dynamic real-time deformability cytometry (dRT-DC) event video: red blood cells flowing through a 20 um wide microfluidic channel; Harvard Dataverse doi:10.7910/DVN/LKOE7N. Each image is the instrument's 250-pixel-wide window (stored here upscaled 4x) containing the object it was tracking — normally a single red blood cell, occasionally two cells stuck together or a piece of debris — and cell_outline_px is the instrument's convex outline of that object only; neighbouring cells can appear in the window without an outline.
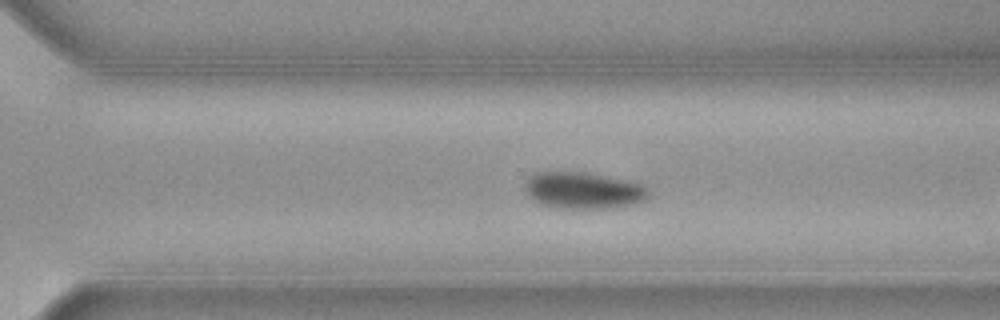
{"species": "common noctule bat (a hibernating species)", "species_latin": "Nyctalus noctula", "temperature_condition": "cold", "stored_images_in_passage": 34, "camera_frame_rate_fps": 3000, "um_per_image_px": 0.085, "animal": {"sex": "female", "body_mass_g": 19.3, "forearm_length_mm": 54.1}, "frame": {"image": 1, "passage_image": 25, "time_ms": 8.0, "image_size_px": [1000, 320], "cell_outline_px": [[652, 192], [644, 200], [632, 204], [608, 208], [552, 208], [540, 204], [532, 200], [528, 196], [524, 188], [524, 184], [532, 176], [540, 172], [580, 172], [624, 180], [640, 184], [648, 188]], "centroid_in_image_um": [49.55, 16.21], "position_along_channel_um": 321.0, "area_um2": 26.13}}
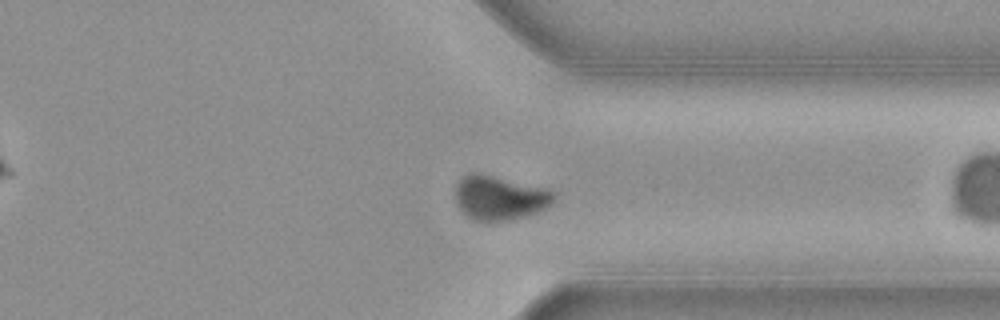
{"frame": {"image": 2, "passage_image": 29, "time_ms": 9.333, "image_size_px": [1000, 320], "cell_outline_px": [[556, 200], [552, 204], [536, 212], [524, 216], [504, 220], [476, 220], [468, 216], [456, 204], [456, 184], [468, 172], [480, 172], [548, 188], [556, 192]], "centroid_in_image_um": [42.5, 16.76], "position_along_channel_um": 368.9, "area_um2": 25.49}, "authors_computed_cell_mechanics": {"area_um2": 28.8711, "velocity_mm_per_s": 3.651, "shape_relaxation_time_tau1_ms": 2.2465, "shape_relaxation_time_tau2_ms": null, "deformation_change_tau1": 0.0583, "deformation_change_tau2": null}}